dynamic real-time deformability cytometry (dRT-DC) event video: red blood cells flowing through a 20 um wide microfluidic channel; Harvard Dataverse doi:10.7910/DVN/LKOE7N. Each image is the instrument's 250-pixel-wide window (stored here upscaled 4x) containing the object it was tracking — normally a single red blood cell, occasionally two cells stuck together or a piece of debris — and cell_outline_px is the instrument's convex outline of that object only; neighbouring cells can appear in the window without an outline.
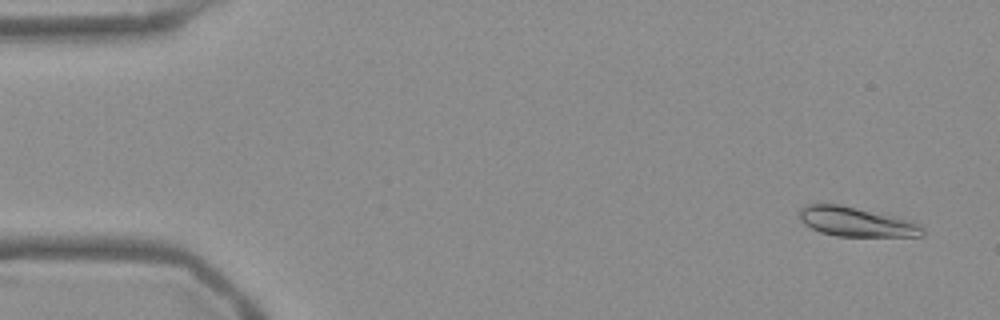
{"species": "Egyptian fruit bat (a non-hibernating species)", "species_latin": "Rousettus aegyptiacus", "temperature_condition": "warm", "stored_images_in_passage": 55, "camera_frame_rate_fps": 3000, "um_per_image_px": 0.085, "frame": {"image": 1, "passage_image": 3, "time_ms": 0.667, "image_size_px": [1000, 320], "cell_outline_px": [[924, 236], [836, 236], [820, 232], [804, 224], [800, 220], [800, 208], [804, 204], [840, 204], [904, 220], [916, 224], [924, 228]], "centroid_in_image_um": [72.68, 18.86], "position_along_channel_um": 12.3, "area_um2": 20.52}}
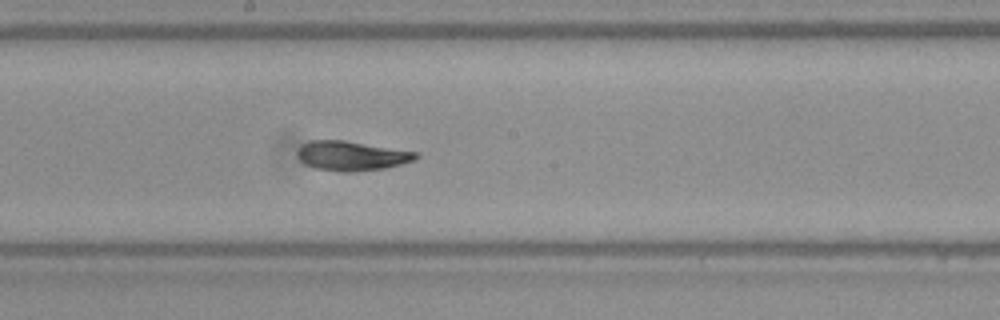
{"frame": {"image": 2, "passage_image": 29, "time_ms": 9.333, "image_size_px": [1000, 320], "cell_outline_px": [[420, 156], [416, 160], [384, 168], [348, 172], [344, 172], [316, 168], [300, 160], [296, 152], [300, 144], [308, 140], [344, 140], [420, 152]], "centroid_in_image_um": [29.91, 13.22], "position_along_channel_um": 218.3, "area_um2": 20.46}}
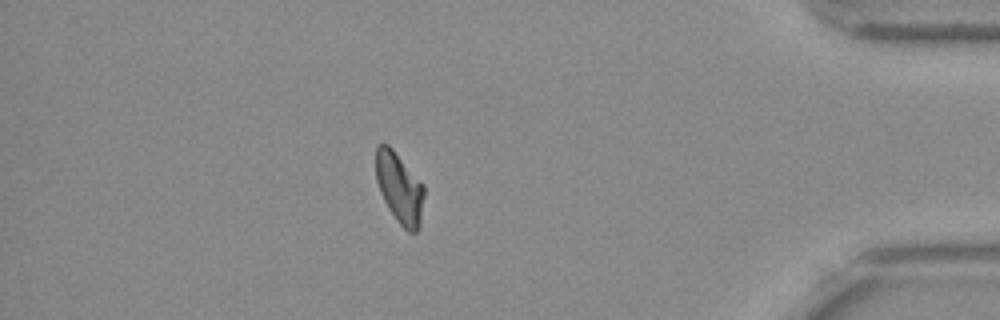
{"frame": {"image": 3, "passage_image": 47, "time_ms": 15.333, "image_size_px": [1000, 320], "cell_outline_px": [[424, 196], [420, 228], [416, 232], [408, 232], [396, 220], [388, 208], [380, 192], [376, 180], [376, 148], [380, 144], [388, 144], [392, 148], [424, 184]], "centroid_in_image_um": [33.97, 16.0], "position_along_channel_um": 401.2, "area_um2": 19.94}}